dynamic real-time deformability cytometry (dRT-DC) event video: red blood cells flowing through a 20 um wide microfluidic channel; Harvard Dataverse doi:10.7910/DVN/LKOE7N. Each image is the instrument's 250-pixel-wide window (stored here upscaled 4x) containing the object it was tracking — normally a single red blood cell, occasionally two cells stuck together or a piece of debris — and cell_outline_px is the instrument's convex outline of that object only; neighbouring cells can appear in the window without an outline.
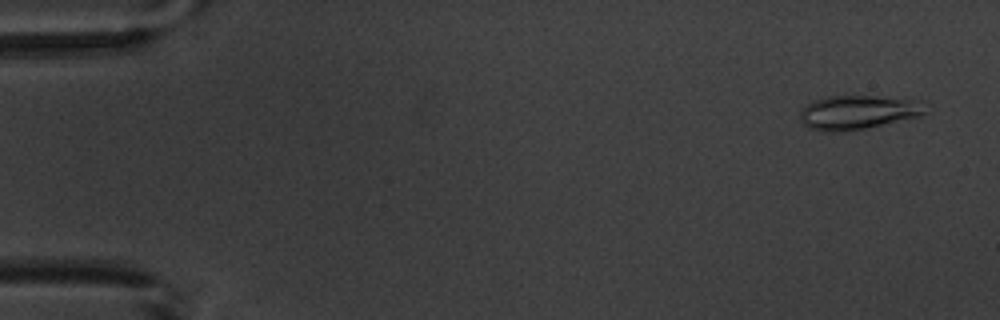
{"species": "common noctule bat (a hibernating species)", "species_latin": "Nyctalus noctula", "temperature_condition": "warm", "stored_images_in_passage": 5, "camera_frame_rate_fps": 3000, "um_per_image_px": 0.085, "animal": {"sex": "male", "body_mass_g": 20.1, "forearm_length_mm": 53.5}, "frame": {"image": 1, "passage_image": 1, "time_ms": 0.0, "image_size_px": [1000, 320], "cell_outline_px": [[924, 112], [920, 116], [864, 128], [844, 132], [824, 132], [808, 128], [800, 120], [800, 112], [804, 104], [828, 96], [876, 96], [920, 100]], "centroid_in_image_um": [72.84, 9.55], "position_along_channel_um": 12.2, "area_um2": 24.74}}